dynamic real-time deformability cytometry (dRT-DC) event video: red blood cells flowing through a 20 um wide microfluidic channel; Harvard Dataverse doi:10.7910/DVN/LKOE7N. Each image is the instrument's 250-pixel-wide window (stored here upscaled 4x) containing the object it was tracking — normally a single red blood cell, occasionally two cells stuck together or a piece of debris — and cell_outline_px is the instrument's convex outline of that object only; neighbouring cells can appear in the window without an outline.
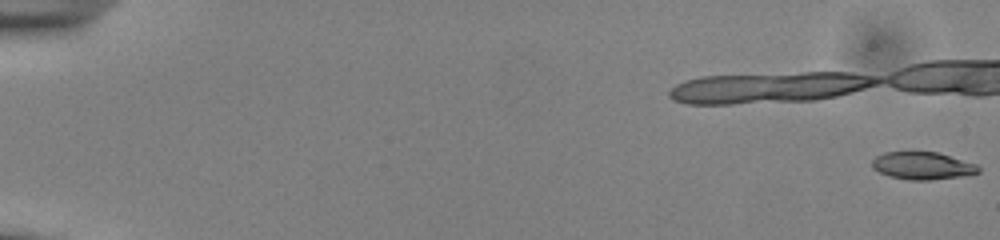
{"species": "common noctule bat (a hibernating species)", "species_latin": "Nyctalus noctula", "temperature_condition": "cold", "stored_images_in_passage": 18, "camera_frame_rate_fps": 3000, "um_per_image_px": 0.085, "animal": {"sex": "male", "body_mass_g": 13.0, "forearm_length_mm": 53.1}, "frame": {"image": 1, "passage_image": 1, "time_ms": 0.0, "image_size_px": [1000, 240], "cell_outline_px": [[980, 172], [960, 176], [932, 180], [908, 180], [888, 176], [872, 168], [872, 160], [876, 156], [884, 152], [912, 148], [936, 152], [976, 164], [980, 168]], "centroid_in_image_um": [78.34, 14.04], "position_along_channel_um": 6.7, "area_um2": 17.69}}